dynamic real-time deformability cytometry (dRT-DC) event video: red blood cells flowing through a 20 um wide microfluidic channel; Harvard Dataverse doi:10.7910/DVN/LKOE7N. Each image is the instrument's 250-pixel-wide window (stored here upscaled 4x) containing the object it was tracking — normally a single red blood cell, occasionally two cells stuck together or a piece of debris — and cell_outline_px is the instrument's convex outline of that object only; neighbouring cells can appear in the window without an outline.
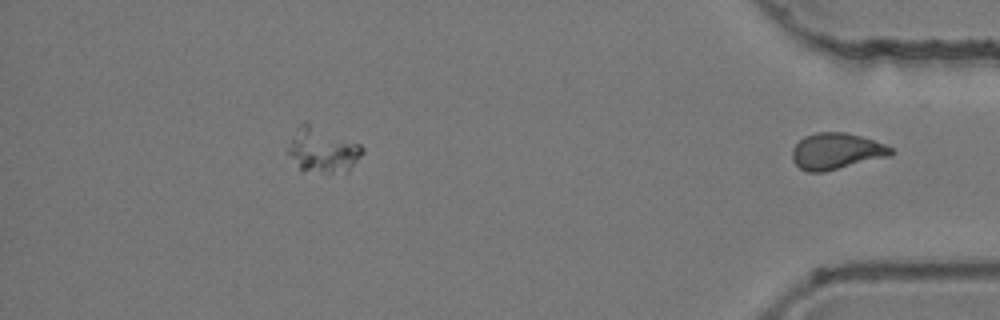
{"species": "common noctule bat (a hibernating species)", "species_latin": "Nyctalus noctula", "temperature_condition": "room temperature", "stored_images_in_passage": 46, "segment_of_instrument_passage": [2, 2], "camera_frame_rate_fps": 3000, "um_per_image_px": 0.085, "animal": {"sex": "female", "body_mass_g": 24.6, "forearm_length_mm": 56.2}, "frame": {"image": 1, "passage_image": 46, "time_ms": 15.0, "image_size_px": [1000, 320], "cell_outline_px": [[896, 152], [888, 156], [824, 172], [808, 172], [800, 168], [792, 160], [792, 148], [804, 136], [816, 132], [844, 132], [860, 136], [884, 144], [892, 148]], "centroid_in_image_um": [71.06, 12.85], "position_along_channel_um": 364.1, "area_um2": 20.75}}